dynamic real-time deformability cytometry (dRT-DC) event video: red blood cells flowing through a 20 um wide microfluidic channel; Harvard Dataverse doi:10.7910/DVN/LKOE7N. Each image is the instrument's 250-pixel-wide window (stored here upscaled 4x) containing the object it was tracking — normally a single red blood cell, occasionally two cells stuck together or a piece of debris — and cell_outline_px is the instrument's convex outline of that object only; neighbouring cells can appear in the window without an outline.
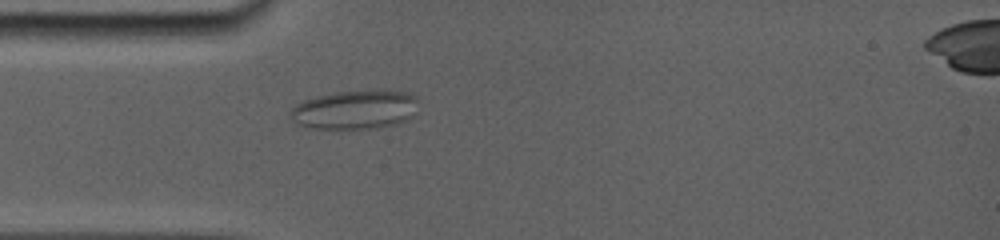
{"species": "common noctule bat (a hibernating species)", "species_latin": "Nyctalus noctula", "temperature_condition": "room temperature", "stored_images_in_passage": 6, "camera_frame_rate_fps": 5000, "um_per_image_px": 0.085, "animal": {"sex": "female", "body_mass_g": 19.0, "forearm_length_mm": 56.7}, "frame": {"image": 1, "passage_image": 1, "time_ms": 0.0, "image_size_px": [1000, 240], "cell_outline_px": [[416, 100], [408, 116], [392, 124], [352, 128], [324, 128], [300, 124], [292, 120], [288, 116], [292, 108], [296, 104], [304, 100], [316, 96], [336, 92], [368, 88], [384, 88], [408, 92], [416, 96]], "centroid_in_image_um": [30.11, 9.23], "position_along_channel_um": 54.9, "area_um2": 28.44}}
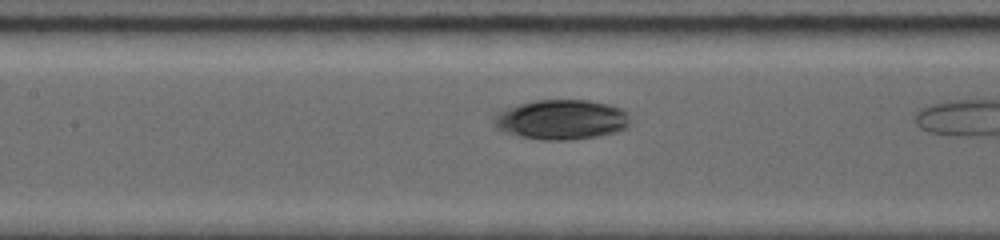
{"frame": {"image": 2, "passage_image": 5, "time_ms": 0.8, "image_size_px": [1000, 240], "cell_outline_px": [[628, 124], [624, 128], [612, 132], [592, 136], [524, 136], [500, 128], [496, 124], [496, 116], [500, 112], [520, 104], [532, 100], [588, 100], [608, 104], [620, 108], [624, 112], [628, 120]], "centroid_in_image_um": [47.78, 10.07], "position_along_channel_um": 159.6, "area_um2": 28.96}}